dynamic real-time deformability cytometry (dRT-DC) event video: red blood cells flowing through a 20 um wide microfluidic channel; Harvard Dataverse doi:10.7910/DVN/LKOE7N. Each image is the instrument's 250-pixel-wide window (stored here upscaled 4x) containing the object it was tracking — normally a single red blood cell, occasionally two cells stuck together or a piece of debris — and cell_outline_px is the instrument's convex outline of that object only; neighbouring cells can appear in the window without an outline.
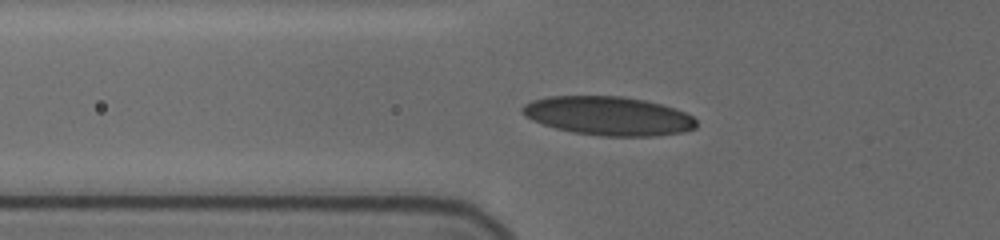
{"species": "human", "species_latin": "Homo sapiens", "temperature_condition": "cold", "stored_images_in_passage": 12, "camera_frame_rate_fps": 3000, "um_per_image_px": 0.085, "donor": {"sex": "female"}, "frame": {"image": 1, "passage_image": 2, "time_ms": 0.333, "image_size_px": [1000, 240], "cell_outline_px": [[696, 128], [680, 132], [656, 136], [600, 136], [572, 132], [556, 128], [532, 120], [524, 116], [520, 112], [520, 108], [524, 104], [532, 100], [548, 96], [620, 96], [644, 100], [676, 108], [692, 116], [696, 120]], "centroid_in_image_um": [51.68, 9.85], "position_along_channel_um": 74.1, "area_um2": 39.42}}
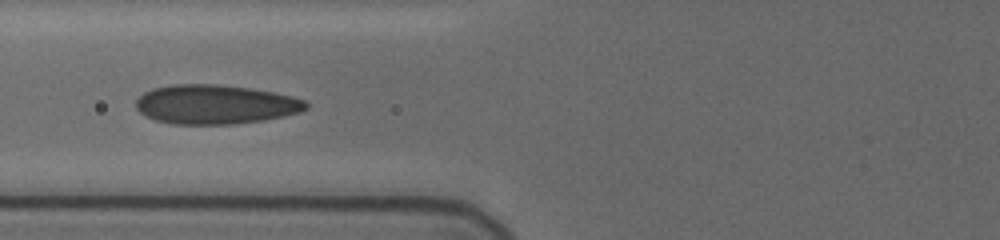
{"frame": {"image": 2, "passage_image": 8, "time_ms": 1.333, "image_size_px": [1000, 240], "cell_outline_px": [[308, 108], [300, 112], [284, 116], [264, 120], [236, 124], [172, 124], [156, 120], [140, 112], [136, 108], [136, 100], [144, 92], [152, 88], [172, 84], [216, 84], [248, 88], [272, 92], [292, 96], [304, 100], [308, 104]], "centroid_in_image_um": [18.3, 8.88], "position_along_channel_um": 107.5, "area_um2": 38.9}}